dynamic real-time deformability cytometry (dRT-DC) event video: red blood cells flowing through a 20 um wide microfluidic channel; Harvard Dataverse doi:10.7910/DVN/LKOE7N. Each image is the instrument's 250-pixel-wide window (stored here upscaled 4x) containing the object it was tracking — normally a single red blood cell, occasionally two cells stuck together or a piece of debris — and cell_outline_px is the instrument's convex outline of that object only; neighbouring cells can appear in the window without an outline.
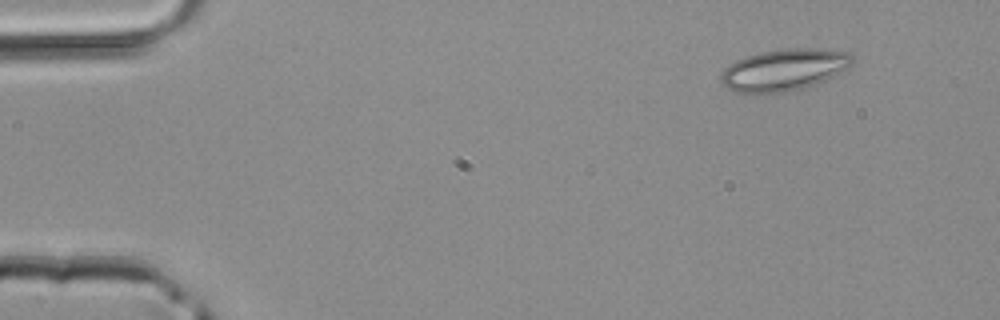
{"species": "common noctule bat (a hibernating species)", "species_latin": "Nyctalus noctula", "temperature_condition": "room temperature", "stored_images_in_passage": 3, "camera_frame_rate_fps": 3000, "um_per_image_px": 0.085, "animal": {"sex": "male", "body_mass_g": 20.4}, "frame": {"image": 1, "passage_image": 1, "time_ms": 0.0, "image_size_px": [1000, 320], "cell_outline_px": [[852, 64], [848, 68], [824, 80], [804, 88], [784, 92], [736, 92], [720, 84], [720, 76], [724, 68], [728, 64], [736, 60], [760, 52], [780, 48], [816, 48], [848, 52], [852, 56]], "centroid_in_image_um": [66.62, 5.92], "position_along_channel_um": 18.4, "area_um2": 31.85}}